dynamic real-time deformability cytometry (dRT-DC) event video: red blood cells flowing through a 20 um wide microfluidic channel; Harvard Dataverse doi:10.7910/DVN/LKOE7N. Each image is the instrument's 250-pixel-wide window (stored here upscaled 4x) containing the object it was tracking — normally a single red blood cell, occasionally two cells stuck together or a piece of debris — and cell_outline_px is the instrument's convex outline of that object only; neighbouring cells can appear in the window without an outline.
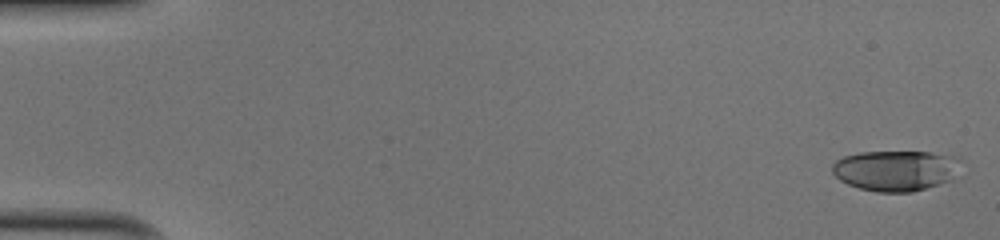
{"species": "human", "species_latin": "Homo sapiens", "temperature_condition": "cold", "stored_images_in_passage": 44, "camera_frame_rate_fps": 3000, "um_per_image_px": 0.085, "donor": {"sex": "male"}, "frame": {"image": 1, "passage_image": 1, "time_ms": 0.0, "image_size_px": [1000, 240], "cell_outline_px": [[960, 156], [948, 180], [912, 192], [876, 192], [860, 188], [848, 184], [840, 180], [832, 172], [832, 164], [836, 160], [844, 156], [860, 152], [928, 152]], "centroid_in_image_um": [76.03, 14.48], "position_along_channel_um": 9.0, "area_um2": 29.77}}
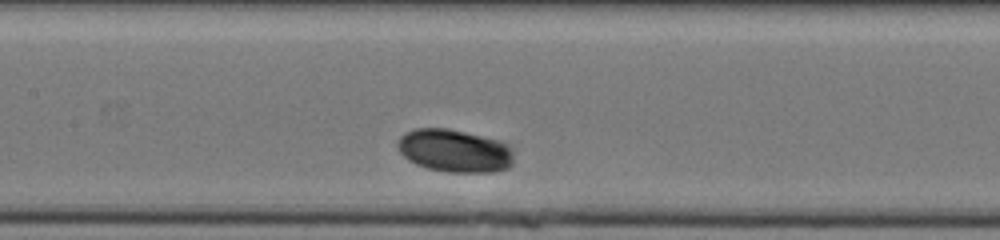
{"frame": {"image": 2, "passage_image": 26, "time_ms": 8.333, "image_size_px": [1000, 240], "cell_outline_px": [[512, 164], [508, 168], [492, 172], [448, 172], [428, 168], [416, 164], [408, 160], [400, 152], [396, 144], [396, 140], [404, 132], [416, 128], [448, 128], [500, 140], [508, 144], [512, 148]], "centroid_in_image_um": [38.62, 12.8], "position_along_channel_um": 168.8, "area_um2": 29.25}}
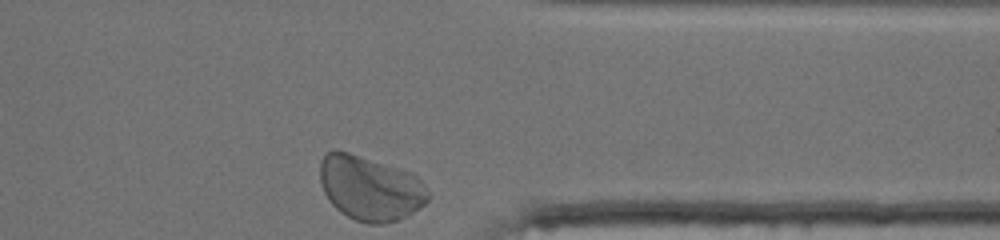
{"frame": {"image": 3, "passage_image": 44, "time_ms": 14.333, "image_size_px": [1000, 240], "cell_outline_px": [[428, 200], [420, 208], [396, 220], [384, 224], [368, 224], [356, 220], [340, 212], [328, 200], [320, 184], [320, 164], [324, 156], [332, 148], [336, 148], [408, 172], [416, 176], [420, 180], [428, 192]], "centroid_in_image_um": [31.41, 16.0], "position_along_channel_um": 380.0, "area_um2": 40.34}, "authors_computed_cell_mechanics": {"area_um2": 30.1138, "velocity_mm_per_s": 3.6281, "shape_relaxation_time_tau1_ms": 1.1074, "shape_relaxation_time_tau2_ms": null, "deformation_change_tau1": 0.0913, "deformation_change_tau2": null}}